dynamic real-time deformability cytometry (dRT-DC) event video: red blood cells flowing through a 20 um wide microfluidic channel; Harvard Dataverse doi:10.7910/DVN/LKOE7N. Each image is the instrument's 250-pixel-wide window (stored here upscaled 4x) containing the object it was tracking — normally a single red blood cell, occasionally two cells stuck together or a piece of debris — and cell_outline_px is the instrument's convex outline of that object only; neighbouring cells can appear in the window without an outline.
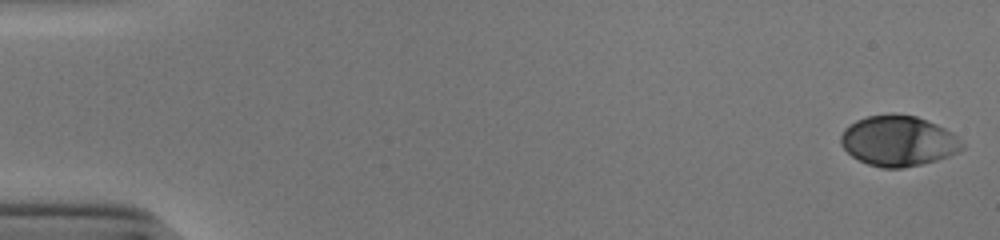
{"species": "human", "species_latin": "Homo sapiens", "temperature_condition": "cold", "stored_images_in_passage": 53, "camera_frame_rate_fps": 3000, "um_per_image_px": 0.085, "donor": {"sex": "male"}, "frame": {"image": 1, "passage_image": 1, "time_ms": 0.0, "image_size_px": [1000, 240], "cell_outline_px": [[964, 148], [948, 156], [936, 160], [920, 164], [900, 168], [880, 168], [868, 164], [852, 156], [840, 144], [840, 136], [844, 128], [848, 124], [856, 120], [868, 116], [892, 112], [916, 116], [936, 124], [952, 132], [964, 144]], "centroid_in_image_um": [76.32, 11.96], "position_along_channel_um": 8.7, "area_um2": 35.78}}
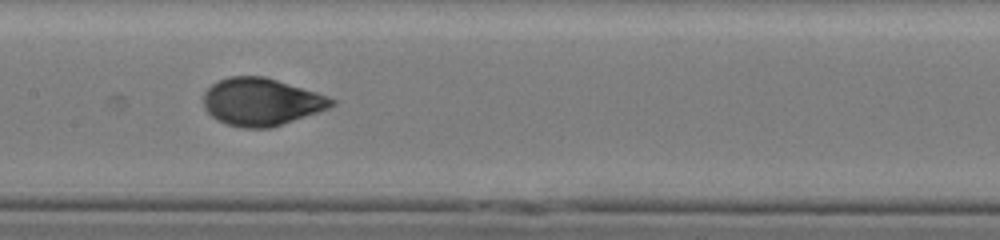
{"frame": {"image": 2, "passage_image": 27, "time_ms": 8.667, "image_size_px": [1000, 240], "cell_outline_px": [[336, 104], [328, 108], [268, 128], [244, 128], [228, 124], [216, 120], [204, 108], [204, 92], [212, 84], [228, 76], [264, 76], [316, 92], [328, 96], [336, 100]], "centroid_in_image_um": [22.19, 8.64], "position_along_channel_um": 185.2, "area_um2": 35.03}}
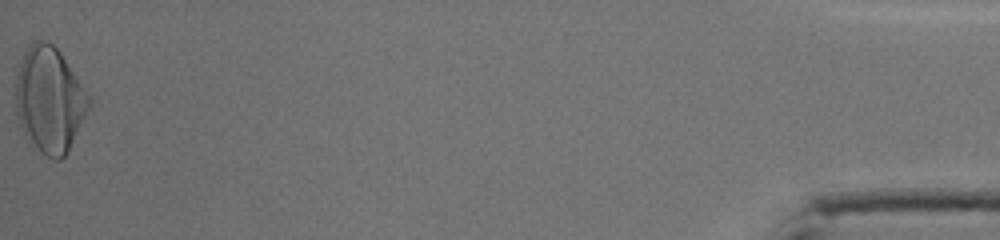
{"frame": {"image": 3, "passage_image": 53, "time_ms": 17.333, "image_size_px": [1000, 240], "cell_outline_px": [[92, 104], [68, 152], [60, 160], [52, 160], [32, 148], [24, 136], [16, 112], [16, 76], [20, 60], [24, 52], [36, 40], [48, 40], [60, 52], [88, 96]], "centroid_in_image_um": [4.19, 8.54], "position_along_channel_um": 431.0, "area_um2": 45.2}, "authors_computed_cell_mechanics": {"area_um2": 35.3736, "velocity_mm_per_s": 3.9065, "shape_relaxation_time_tau1_ms": 3.0282, "shape_relaxation_time_tau2_ms": null, "deformation_change_tau1": 0.1568, "deformation_change_tau2": null}}